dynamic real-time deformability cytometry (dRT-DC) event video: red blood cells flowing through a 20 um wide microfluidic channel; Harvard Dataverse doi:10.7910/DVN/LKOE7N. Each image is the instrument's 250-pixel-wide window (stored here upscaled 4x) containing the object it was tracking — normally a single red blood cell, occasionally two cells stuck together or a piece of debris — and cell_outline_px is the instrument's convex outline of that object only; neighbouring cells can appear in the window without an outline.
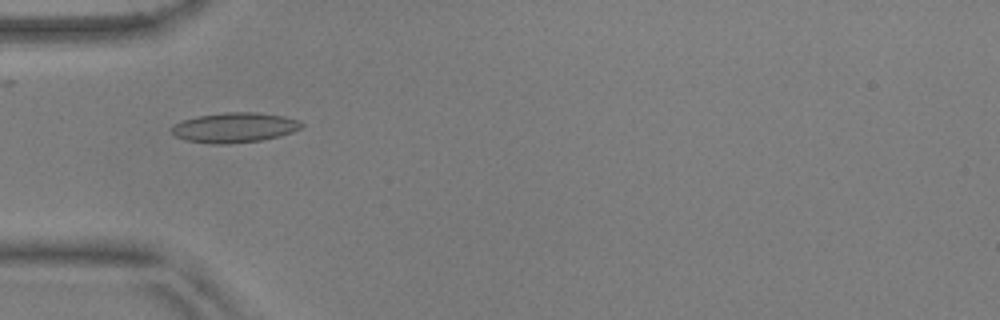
{"species": "common noctule bat (a hibernating species)", "species_latin": "Nyctalus noctula", "temperature_condition": "warm", "stored_images_in_passage": 24, "camera_frame_rate_fps": 3000, "um_per_image_px": 0.085, "animal": {"sex": "male", "body_mass_g": 17.9, "forearm_length_mm": 54.2}, "frame": {"image": 1, "passage_image": 18, "time_ms": 5.667, "image_size_px": [1000, 320], "cell_outline_px": [[304, 124], [300, 128], [292, 132], [280, 136], [260, 140], [228, 144], [216, 144], [184, 140], [176, 136], [172, 132], [172, 128], [176, 124], [184, 120], [200, 116], [224, 112], [256, 112], [284, 116], [300, 120]], "centroid_in_image_um": [19.98, 10.84], "position_along_channel_um": 65.0, "area_um2": 22.48}}